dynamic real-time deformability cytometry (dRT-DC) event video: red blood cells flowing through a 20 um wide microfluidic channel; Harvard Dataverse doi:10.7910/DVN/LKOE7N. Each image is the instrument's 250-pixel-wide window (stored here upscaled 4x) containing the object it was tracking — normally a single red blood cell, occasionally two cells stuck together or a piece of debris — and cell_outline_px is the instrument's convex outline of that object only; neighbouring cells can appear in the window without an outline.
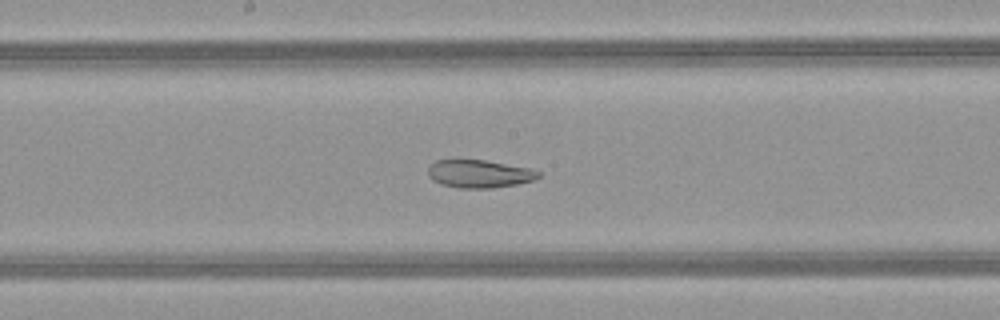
{"species": "common noctule bat (a hibernating species)", "species_latin": "Nyctalus noctula", "temperature_condition": "warm", "stored_images_in_passage": 53, "camera_frame_rate_fps": 3000, "um_per_image_px": 0.085, "animal": {"sex": "female", "body_mass_g": 21.9}, "frame": {"image": 1, "passage_image": 28, "time_ms": 9.0, "image_size_px": [1000, 320], "cell_outline_px": [[540, 176], [532, 180], [516, 184], [492, 188], [460, 188], [440, 184], [432, 180], [428, 176], [428, 164], [436, 160], [456, 156], [460, 156], [532, 168], [540, 172]], "centroid_in_image_um": [40.64, 14.72], "position_along_channel_um": 207.6, "area_um2": 18.79}}
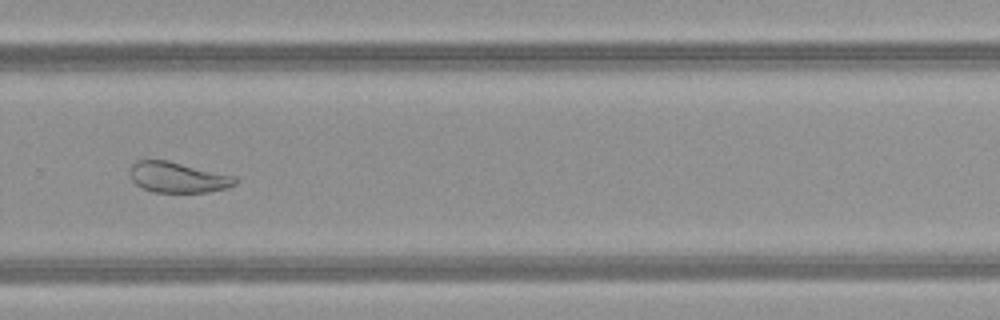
{"frame": {"image": 2, "passage_image": 36, "time_ms": 11.667, "image_size_px": [1000, 320], "cell_outline_px": [[240, 180], [236, 184], [224, 188], [208, 192], [152, 192], [140, 188], [132, 180], [128, 172], [128, 168], [136, 160], [168, 160], [236, 176]], "centroid_in_image_um": [15.09, 15.07], "position_along_channel_um": 314.7, "area_um2": 19.07}}
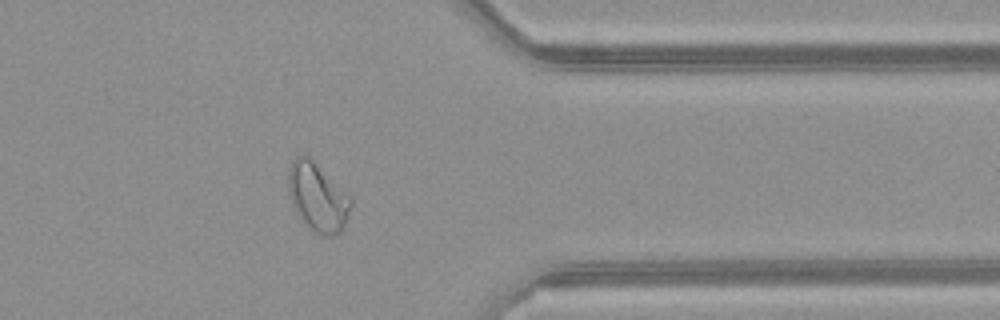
{"frame": {"image": 3, "passage_image": 42, "time_ms": 13.667, "image_size_px": [1000, 320], "cell_outline_px": [[352, 204], [344, 228], [340, 232], [332, 236], [328, 236], [312, 232], [300, 220], [292, 204], [288, 192], [288, 168], [292, 160], [296, 156], [308, 156], [352, 200]], "centroid_in_image_um": [26.96, 16.81], "position_along_channel_um": 384.4, "area_um2": 24.68}, "authors_computed_cell_mechanics": {"area_um2": 27.166, "velocity_mm_per_s": 4.0409, "shape_relaxation_time_tau1_ms": null, "shape_relaxation_time_tau2_ms": 1.7507, "deformation_change_tau1": null, "deformation_change_tau2": 0.0758}}